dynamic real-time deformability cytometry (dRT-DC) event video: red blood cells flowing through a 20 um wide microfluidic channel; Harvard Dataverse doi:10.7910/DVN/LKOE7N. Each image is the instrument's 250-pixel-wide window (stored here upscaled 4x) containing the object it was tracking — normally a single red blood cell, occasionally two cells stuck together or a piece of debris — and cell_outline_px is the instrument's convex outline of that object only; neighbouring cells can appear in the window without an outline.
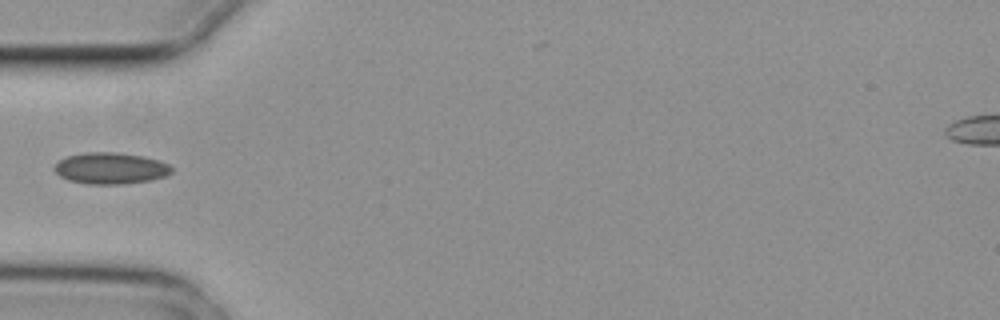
{"species": "common noctule bat (a hibernating species)", "species_latin": "Nyctalus noctula", "temperature_condition": "cold", "stored_images_in_passage": 5, "camera_frame_rate_fps": 3000, "um_per_image_px": 0.085, "animal": {"sex": "female", "body_mass_g": 29.2, "forearm_length_mm": 56.3}, "frame": {"image": 1, "passage_image": 4, "time_ms": 1.0, "image_size_px": [1000, 320], "cell_outline_px": [[172, 172], [164, 176], [152, 180], [124, 184], [88, 184], [68, 180], [60, 176], [52, 168], [60, 160], [68, 156], [84, 152], [116, 152], [144, 156], [168, 164], [172, 168]], "centroid_in_image_um": [9.38, 14.3], "position_along_channel_um": 75.6, "area_um2": 21.44}}
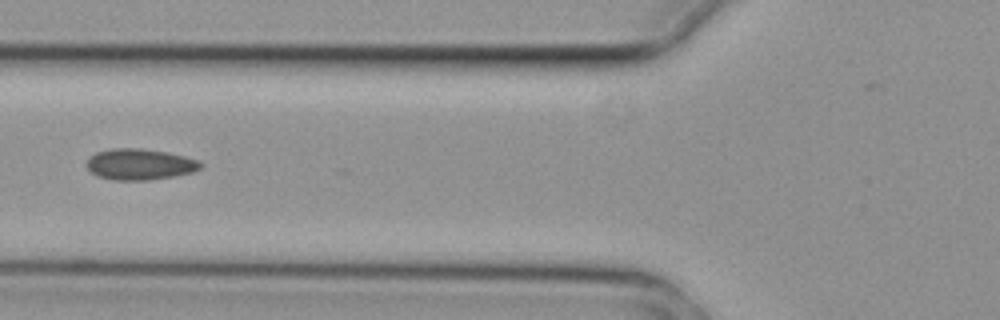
{"frame": {"image": 2, "passage_image": 5, "time_ms": 1.333, "image_size_px": [1000, 320], "cell_outline_px": [[204, 164], [200, 168], [192, 172], [172, 176], [148, 180], [116, 180], [96, 176], [88, 168], [88, 160], [96, 152], [112, 148], [140, 148], [168, 152], [200, 160]], "centroid_in_image_um": [11.91, 13.96], "position_along_channel_um": 113.9, "area_um2": 20.52}}